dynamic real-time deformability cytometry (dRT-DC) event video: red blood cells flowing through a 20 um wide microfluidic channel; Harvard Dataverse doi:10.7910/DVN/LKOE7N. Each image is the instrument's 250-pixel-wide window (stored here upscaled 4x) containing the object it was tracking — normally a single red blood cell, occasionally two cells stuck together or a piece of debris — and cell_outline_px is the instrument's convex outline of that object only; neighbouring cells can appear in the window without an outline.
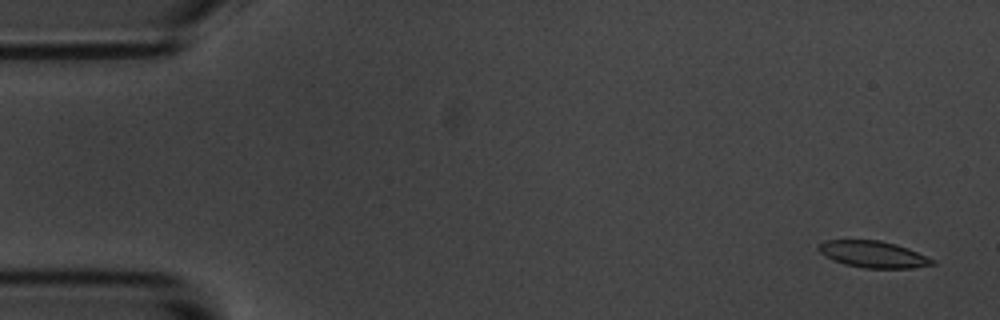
{"species": "common noctule bat (a hibernating species)", "species_latin": "Nyctalus noctula", "temperature_condition": "room temperature", "stored_images_in_passage": 6, "camera_frame_rate_fps": 3000, "um_per_image_px": 0.085, "animal": {"sex": "male", "body_mass_g": 20.1, "forearm_length_mm": 53.5}, "frame": {"image": 1, "passage_image": 1, "time_ms": 0.0, "image_size_px": [1000, 320], "cell_outline_px": [[936, 264], [912, 268], [864, 268], [844, 264], [832, 260], [824, 256], [816, 248], [824, 240], [880, 240], [896, 244], [908, 248], [936, 260]], "centroid_in_image_um": [74.22, 21.62], "position_along_channel_um": 10.8, "area_um2": 17.8}}